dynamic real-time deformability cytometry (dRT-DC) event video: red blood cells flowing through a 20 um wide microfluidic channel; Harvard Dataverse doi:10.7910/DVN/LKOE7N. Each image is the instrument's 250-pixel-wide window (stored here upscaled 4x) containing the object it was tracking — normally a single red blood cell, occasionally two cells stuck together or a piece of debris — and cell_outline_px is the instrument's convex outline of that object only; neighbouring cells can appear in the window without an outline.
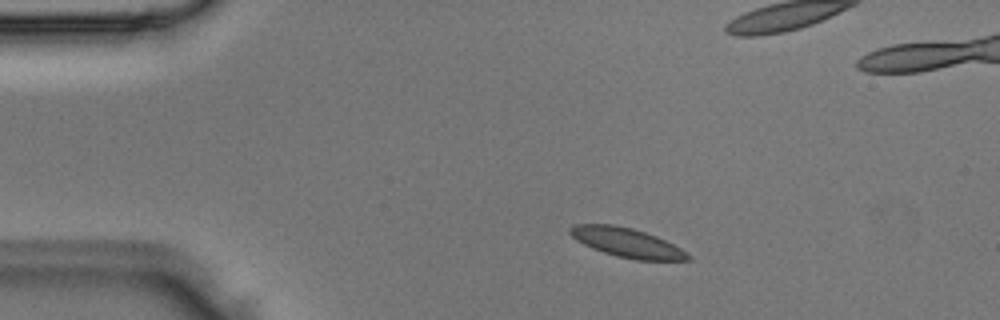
{"species": "Egyptian fruit bat (a non-hibernating species)", "species_latin": "Rousettus aegyptiacus", "temperature_condition": "room temperature", "stored_images_in_passage": 3, "camera_frame_rate_fps": 3000, "um_per_image_px": 0.085, "animal": {"sex": "male"}, "frame": {"image": 1, "passage_image": 1, "time_ms": 0.0, "image_size_px": [1000, 320], "cell_outline_px": [[692, 260], [636, 260], [616, 256], [592, 248], [576, 240], [568, 232], [568, 228], [572, 224], [612, 224], [632, 228], [656, 236], [680, 248], [692, 256]], "centroid_in_image_um": [53.26, 20.62], "position_along_channel_um": 31.7, "area_um2": 20.06}}